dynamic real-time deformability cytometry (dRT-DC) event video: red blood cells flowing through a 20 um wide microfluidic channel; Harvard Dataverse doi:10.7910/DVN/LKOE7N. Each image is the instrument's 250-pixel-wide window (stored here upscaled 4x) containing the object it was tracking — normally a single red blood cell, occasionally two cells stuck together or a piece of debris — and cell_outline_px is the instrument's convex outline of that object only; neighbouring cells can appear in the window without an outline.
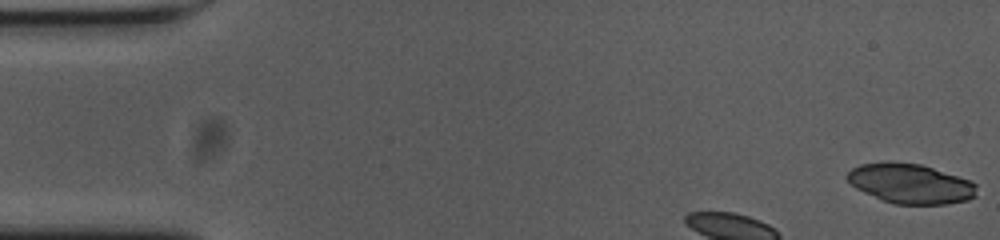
{"species": "common noctule bat (a hibernating species)", "species_latin": "Nyctalus noctula", "temperature_condition": "cold", "stored_images_in_passage": 13, "camera_frame_rate_fps": 3000, "um_per_image_px": 0.085, "animal": {"sex": "female", "body_mass_g": 23.0, "forearm_length_mm": 53.4}, "frame": {"image": 1, "passage_image": 1, "time_ms": 0.0, "image_size_px": [1000, 240], "cell_outline_px": [[976, 196], [968, 200], [944, 204], [892, 204], [864, 192], [856, 188], [844, 176], [852, 168], [860, 164], [920, 164], [968, 180], [976, 184]], "centroid_in_image_um": [77.4, 15.65], "position_along_channel_um": 7.6, "area_um2": 29.13}}
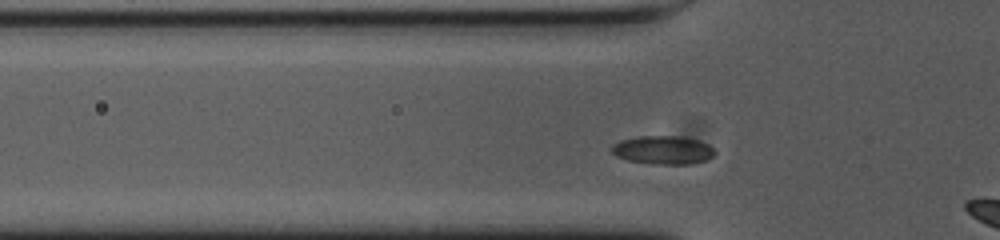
{"frame": {"image": 2, "passage_image": 11, "time_ms": 3.333, "image_size_px": [1000, 240], "cell_outline_px": [[716, 152], [708, 160], [688, 164], [652, 164], [628, 160], [616, 156], [612, 152], [612, 144], [620, 140], [636, 136], [680, 136], [696, 140], [708, 144]], "centroid_in_image_um": [56.34, 12.75], "position_along_channel_um": 69.5, "area_um2": 17.11}}